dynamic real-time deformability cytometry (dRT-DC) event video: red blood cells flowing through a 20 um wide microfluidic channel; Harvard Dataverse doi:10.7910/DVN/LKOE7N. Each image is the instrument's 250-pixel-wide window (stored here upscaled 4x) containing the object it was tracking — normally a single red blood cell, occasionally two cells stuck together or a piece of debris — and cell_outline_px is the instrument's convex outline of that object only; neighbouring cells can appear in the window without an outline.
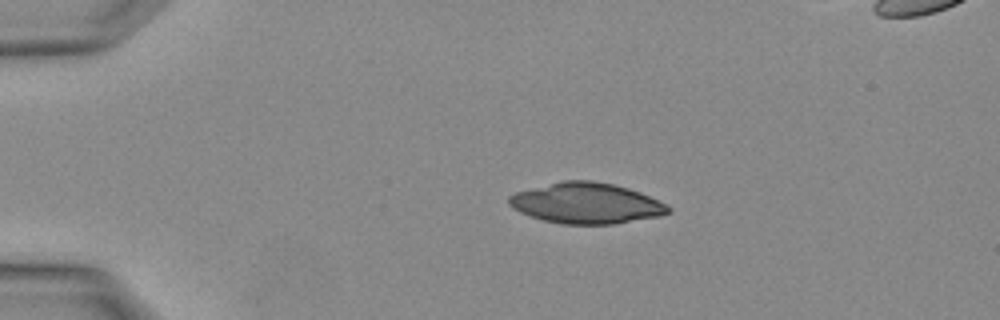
{"species": "Egyptian fruit bat (a non-hibernating species)", "species_latin": "Rousettus aegyptiacus", "temperature_condition": "warm", "stored_images_in_passage": 1, "camera_frame_rate_fps": 3000, "um_per_image_px": 0.085, "animal": {"sex": "female"}, "frame": {"image": 1, "passage_image": 1, "time_ms": 0.0, "image_size_px": [1000, 320], "cell_outline_px": [[672, 212], [660, 216], [612, 224], [564, 224], [544, 220], [520, 212], [512, 208], [508, 204], [508, 196], [516, 192], [564, 180], [592, 180], [612, 184], [628, 188], [640, 192], [672, 208]], "centroid_in_image_um": [49.83, 17.27], "position_along_channel_um": 35.2, "area_um2": 37.51}}